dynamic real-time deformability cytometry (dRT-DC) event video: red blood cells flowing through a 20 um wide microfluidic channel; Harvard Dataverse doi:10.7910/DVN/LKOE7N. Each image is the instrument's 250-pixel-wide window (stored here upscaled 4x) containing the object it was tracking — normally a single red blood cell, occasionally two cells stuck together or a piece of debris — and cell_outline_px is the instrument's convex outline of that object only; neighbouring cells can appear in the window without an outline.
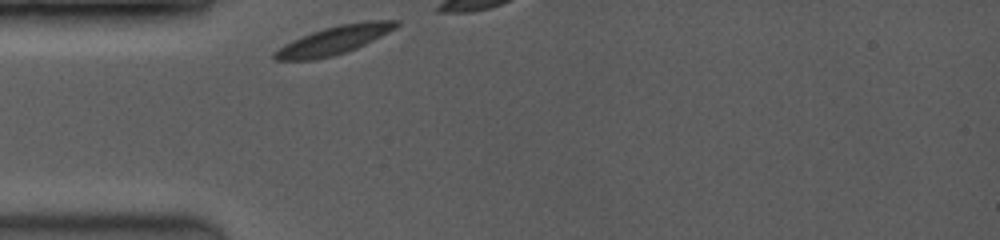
{"species": "common noctule bat (a hibernating species)", "species_latin": "Nyctalus noctula", "temperature_condition": "room temperature", "stored_images_in_passage": 6, "camera_frame_rate_fps": 3500, "um_per_image_px": 0.085, "animal": {"sex": "female", "body_mass_g": 19.0, "forearm_length_mm": 53.3}, "frame": {"image": 1, "passage_image": 1, "time_ms": 0.0, "image_size_px": [1000, 240], "cell_outline_px": [[400, 24], [396, 28], [356, 48], [332, 56], [312, 60], [272, 60], [272, 52], [284, 44], [300, 36], [324, 28], [340, 24], [368, 20], [400, 20]], "centroid_in_image_um": [28.35, 3.41], "position_along_channel_um": 56.7, "area_um2": 20.06}}